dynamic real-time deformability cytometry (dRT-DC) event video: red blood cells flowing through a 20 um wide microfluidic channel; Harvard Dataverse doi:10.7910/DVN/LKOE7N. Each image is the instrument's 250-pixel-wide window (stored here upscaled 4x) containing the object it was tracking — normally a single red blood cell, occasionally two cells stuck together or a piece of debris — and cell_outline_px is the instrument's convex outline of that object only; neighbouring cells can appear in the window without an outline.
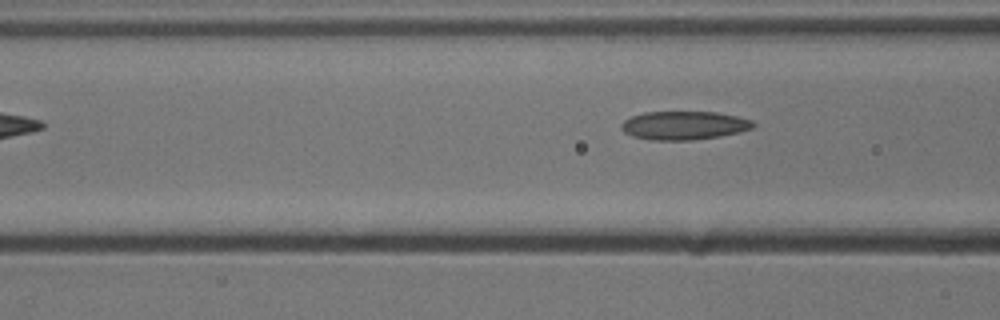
{"species": "common noctule bat (a hibernating species)", "species_latin": "Nyctalus noctula", "temperature_condition": "cold", "stored_images_in_passage": 6, "camera_frame_rate_fps": 3000, "um_per_image_px": 0.085, "animal": {"sex": "male", "body_mass_g": 13.3}, "frame": {"image": 1, "passage_image": 6, "time_ms": 1.667, "image_size_px": [1000, 320], "cell_outline_px": [[756, 124], [752, 128], [740, 132], [692, 140], [652, 140], [632, 136], [624, 132], [620, 128], [620, 124], [624, 120], [632, 116], [644, 112], [716, 112], [736, 116], [752, 120]], "centroid_in_image_um": [58.11, 10.66], "position_along_channel_um": 108.5, "area_um2": 21.85}}